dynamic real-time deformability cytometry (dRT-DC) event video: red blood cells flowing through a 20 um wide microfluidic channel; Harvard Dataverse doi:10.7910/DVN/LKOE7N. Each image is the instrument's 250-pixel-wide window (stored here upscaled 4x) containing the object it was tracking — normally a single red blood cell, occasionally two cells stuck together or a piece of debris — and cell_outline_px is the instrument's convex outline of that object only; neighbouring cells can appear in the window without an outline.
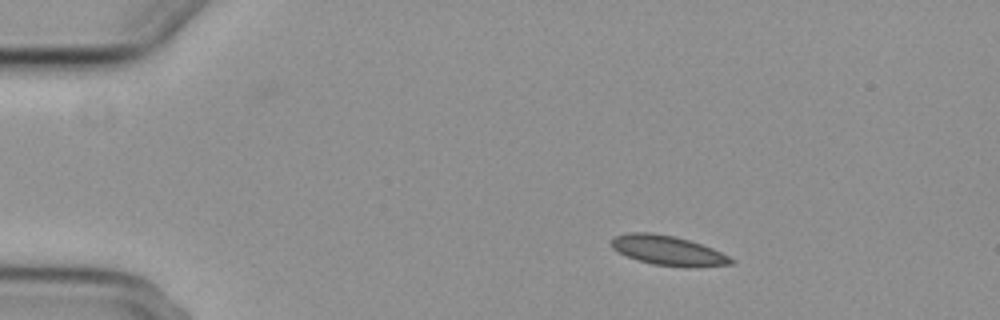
{"species": "common noctule bat (a hibernating species)", "species_latin": "Nyctalus noctula", "temperature_condition": "cold", "stored_images_in_passage": 3, "camera_frame_rate_fps": 3000, "um_per_image_px": 0.085, "animal": {"sex": "female", "body_mass_g": 29.2, "forearm_length_mm": 56.3}, "frame": {"image": 1, "passage_image": 1, "time_ms": 0.0, "image_size_px": [1000, 320], "cell_outline_px": [[736, 260], [732, 264], [652, 264], [636, 260], [612, 248], [612, 240], [616, 236], [628, 232], [652, 232], [676, 236], [712, 248]], "centroid_in_image_um": [56.68, 21.22], "position_along_channel_um": 28.3, "area_um2": 19.54}}